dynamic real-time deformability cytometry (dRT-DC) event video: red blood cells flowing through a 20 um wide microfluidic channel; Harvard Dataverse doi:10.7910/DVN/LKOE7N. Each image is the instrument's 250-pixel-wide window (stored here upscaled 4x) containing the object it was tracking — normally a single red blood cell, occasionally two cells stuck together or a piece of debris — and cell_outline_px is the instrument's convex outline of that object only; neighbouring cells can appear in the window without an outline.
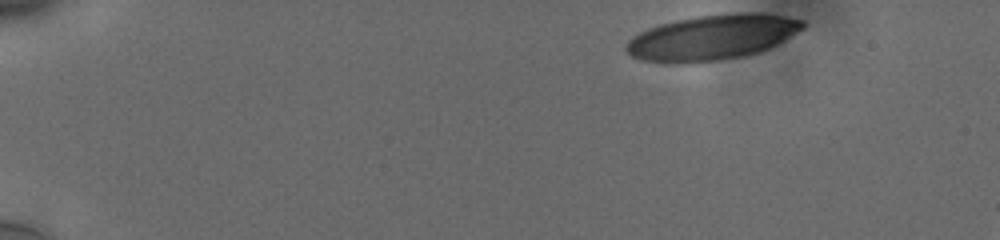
{"species": "human", "species_latin": "Homo sapiens", "temperature_condition": "cold", "stored_images_in_passage": 43, "camera_frame_rate_fps": 3000, "um_per_image_px": 0.085, "donor": {"sex": "male"}, "frame": {"image": 1, "passage_image": 1, "time_ms": 0.0, "image_size_px": [1000, 240], "cell_outline_px": [[804, 28], [784, 40], [768, 48], [744, 56], [720, 60], [640, 60], [632, 56], [624, 48], [624, 44], [632, 36], [648, 28], [660, 24], [676, 20], [696, 16], [732, 12], [760, 12], [784, 16], [804, 20]], "centroid_in_image_um": [60.57, 3.12], "position_along_channel_um": 24.4, "area_um2": 45.6}}
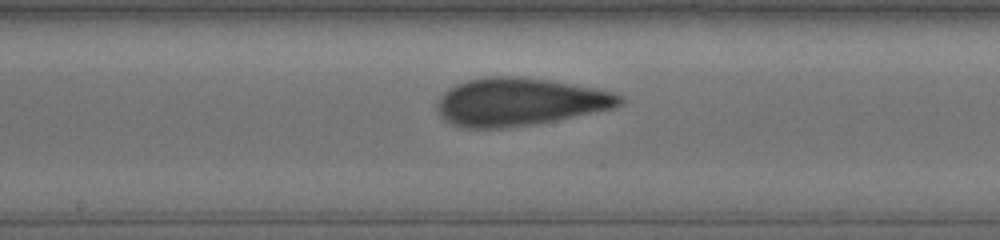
{"frame": {"image": 2, "passage_image": 25, "time_ms": 8.0, "image_size_px": [1000, 240], "cell_outline_px": [[624, 100], [616, 108], [532, 124], [500, 128], [464, 128], [452, 124], [444, 120], [436, 108], [436, 104], [440, 96], [448, 88], [456, 84], [468, 80], [484, 76], [520, 76], [548, 80], [596, 88], [616, 92], [624, 96]], "centroid_in_image_um": [44.16, 8.64], "position_along_channel_um": 204.0, "area_um2": 50.98}}
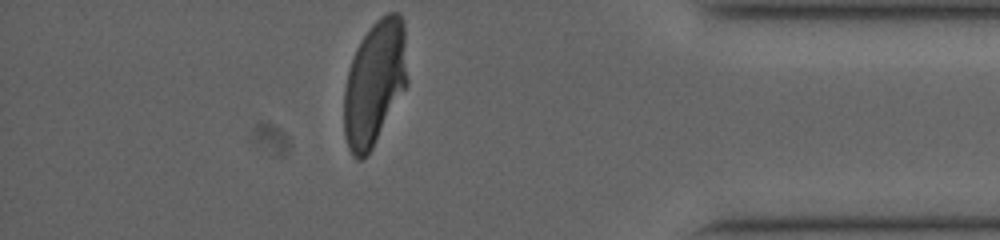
{"frame": {"image": 3, "passage_image": 43, "time_ms": 14.0, "image_size_px": [1000, 240], "cell_outline_px": [[408, 84], [372, 148], [360, 160], [356, 160], [352, 156], [348, 148], [344, 136], [344, 88], [348, 72], [356, 48], [372, 24], [380, 16], [388, 12], [400, 12], [404, 20], [408, 80]], "centroid_in_image_um": [31.86, 7.03], "position_along_channel_um": 403.3, "area_um2": 46.36}, "authors_computed_cell_mechanics": {"area_um2": 49.3612, "velocity_mm_per_s": 3.7581, "shape_relaxation_time_tau1_ms": 6.1614, "shape_relaxation_time_tau2_ms": 1.2641, "deformation_change_tau1": 0.2175, "deformation_change_tau2": 0.0851}}